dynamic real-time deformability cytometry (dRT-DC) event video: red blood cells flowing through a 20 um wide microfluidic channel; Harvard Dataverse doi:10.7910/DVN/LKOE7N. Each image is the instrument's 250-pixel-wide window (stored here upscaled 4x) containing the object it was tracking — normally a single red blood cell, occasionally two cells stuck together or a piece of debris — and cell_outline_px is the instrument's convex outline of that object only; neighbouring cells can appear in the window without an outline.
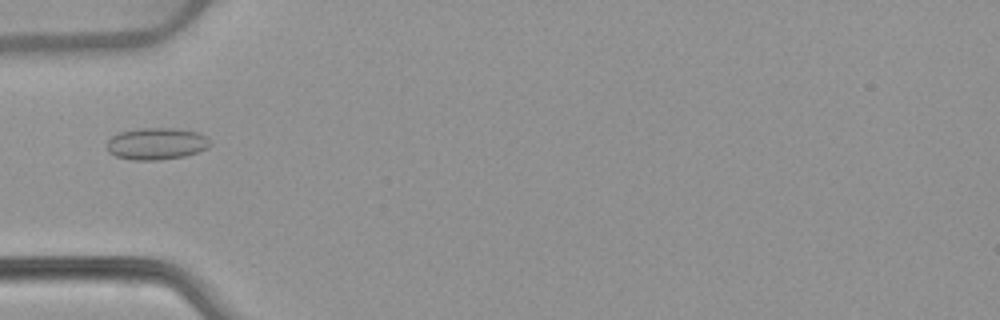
{"species": "common noctule bat (a hibernating species)", "species_latin": "Nyctalus noctula", "temperature_condition": "warm", "stored_images_in_passage": 15, "camera_frame_rate_fps": 3000, "um_per_image_px": 0.085, "animal": {"sex": "female", "body_mass_g": 22.7, "forearm_length_mm": 54.2}, "frame": {"image": 1, "passage_image": 1, "time_ms": 0.0, "image_size_px": [1000, 320], "cell_outline_px": [[212, 144], [208, 148], [184, 156], [160, 160], [132, 160], [116, 156], [108, 152], [108, 140], [112, 136], [120, 132], [140, 128], [176, 128], [200, 132]], "centroid_in_image_um": [13.31, 12.21], "position_along_channel_um": 71.7, "area_um2": 19.19}}
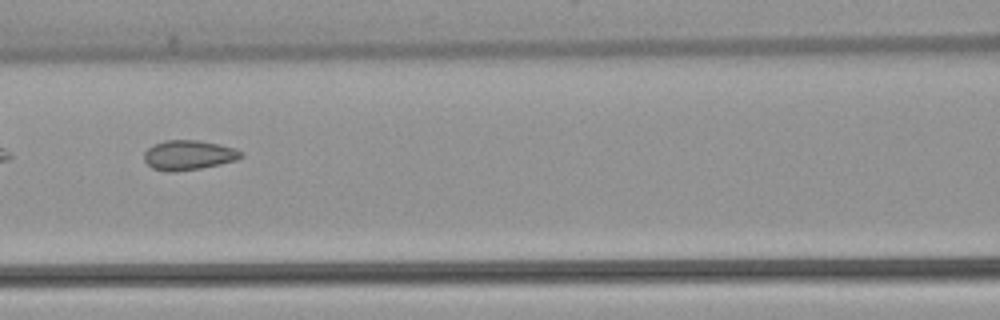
{"frame": {"image": 2, "passage_image": 7, "time_ms": 2.0, "image_size_px": [1000, 320], "cell_outline_px": [[244, 156], [236, 160], [220, 164], [200, 168], [176, 172], [168, 172], [152, 168], [144, 160], [144, 152], [152, 144], [164, 140], [196, 140], [220, 144], [236, 148], [244, 152]], "centroid_in_image_um": [16.04, 13.18], "position_along_channel_um": 150.6, "area_um2": 16.99}}